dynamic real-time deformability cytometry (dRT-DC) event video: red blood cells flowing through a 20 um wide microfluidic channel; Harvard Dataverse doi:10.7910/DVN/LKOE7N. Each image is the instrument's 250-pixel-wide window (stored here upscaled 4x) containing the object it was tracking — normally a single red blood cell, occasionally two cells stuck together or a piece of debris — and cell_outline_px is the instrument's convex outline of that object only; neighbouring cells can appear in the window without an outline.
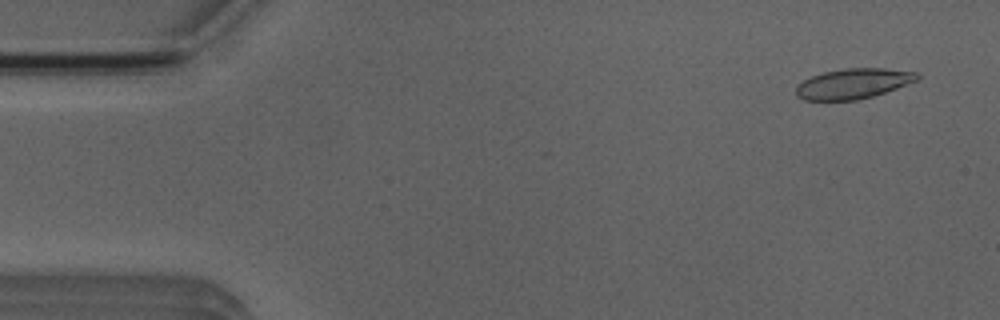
{"species": "Egyptian fruit bat (a non-hibernating species)", "species_latin": "Rousettus aegyptiacus", "temperature_condition": "room temperature", "stored_images_in_passage": 3, "camera_frame_rate_fps": 3000, "um_per_image_px": 0.085, "animal": {"sex": "male"}, "frame": {"image": 1, "passage_image": 1, "time_ms": 0.0, "image_size_px": [1000, 320], "cell_outline_px": [[920, 76], [916, 80], [896, 88], [872, 96], [856, 100], [804, 100], [796, 96], [796, 84], [812, 76], [824, 72], [844, 68], [884, 68], [916, 72]], "centroid_in_image_um": [72.48, 7.1], "position_along_channel_um": 12.5, "area_um2": 21.15}}